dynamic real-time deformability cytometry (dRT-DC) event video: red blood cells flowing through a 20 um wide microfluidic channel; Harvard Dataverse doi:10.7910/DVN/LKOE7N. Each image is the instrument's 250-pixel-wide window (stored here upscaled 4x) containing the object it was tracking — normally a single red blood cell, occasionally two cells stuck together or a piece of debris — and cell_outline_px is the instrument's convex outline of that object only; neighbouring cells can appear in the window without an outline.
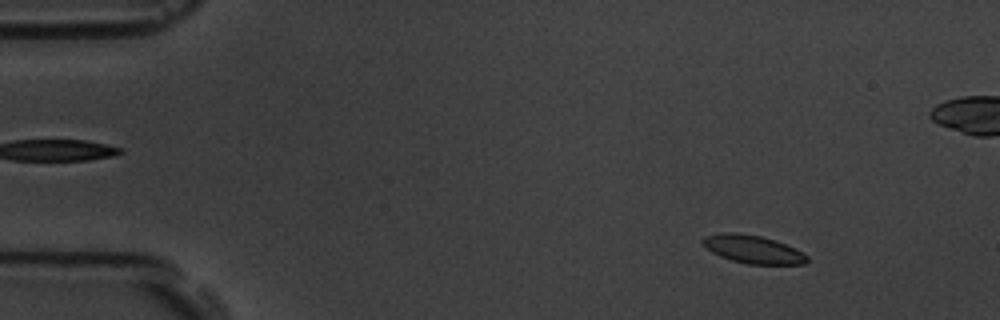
{"species": "common noctule bat (a hibernating species)", "species_latin": "Nyctalus noctula", "temperature_condition": "room temperature", "stored_images_in_passage": 6, "segment_of_instrument_passage": [1, 2], "camera_frame_rate_fps": 3000, "um_per_image_px": 0.085, "animal": {"sex": "male", "body_mass_g": 19.5, "forearm_length_mm": 54.6}, "frame": {"image": 1, "passage_image": 2, "time_ms": 1.0, "image_size_px": [1000, 320], "cell_outline_px": [[808, 260], [804, 264], [748, 264], [732, 260], [720, 256], [712, 252], [700, 244], [700, 240], [704, 236], [724, 232], [736, 232], [760, 236], [776, 240], [808, 256]], "centroid_in_image_um": [63.92, 21.18], "position_along_channel_um": 21.1, "area_um2": 16.99}}